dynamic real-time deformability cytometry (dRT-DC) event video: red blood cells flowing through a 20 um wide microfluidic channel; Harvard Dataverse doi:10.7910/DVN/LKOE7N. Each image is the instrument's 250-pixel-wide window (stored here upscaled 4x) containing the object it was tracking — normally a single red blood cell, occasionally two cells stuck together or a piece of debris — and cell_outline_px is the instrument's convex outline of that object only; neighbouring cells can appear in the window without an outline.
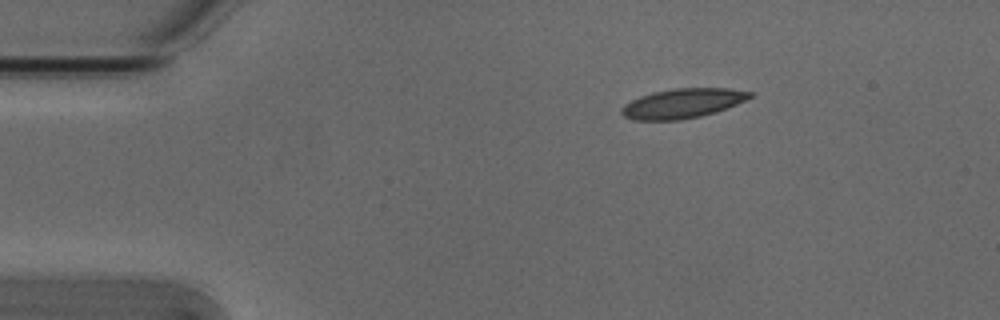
{"species": "Egyptian fruit bat (a non-hibernating species)", "species_latin": "Rousettus aegyptiacus", "temperature_condition": "cold", "stored_images_in_passage": 8, "camera_frame_rate_fps": 3000, "um_per_image_px": 0.085, "animal": {"sex": "male"}, "frame": {"image": 1, "passage_image": 1, "time_ms": 0.0, "image_size_px": [1000, 320], "cell_outline_px": [[752, 96], [728, 108], [716, 112], [700, 116], [680, 120], [632, 120], [624, 116], [620, 112], [620, 108], [624, 104], [640, 96], [652, 92], [676, 88], [728, 88], [752, 92]], "centroid_in_image_um": [57.98, 8.79], "position_along_channel_um": 27.0, "area_um2": 22.14}}
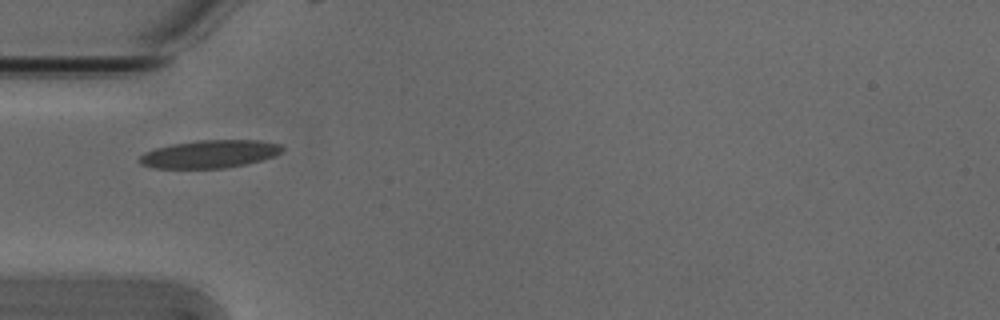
{"frame": {"image": 2, "passage_image": 7, "time_ms": 2.0, "image_size_px": [1000, 320], "cell_outline_px": [[284, 148], [280, 152], [272, 156], [248, 164], [224, 168], [156, 168], [140, 164], [136, 160], [144, 152], [156, 148], [172, 144], [196, 140], [260, 140], [280, 144]], "centroid_in_image_um": [17.79, 13.09], "position_along_channel_um": 67.2, "area_um2": 23.18}}
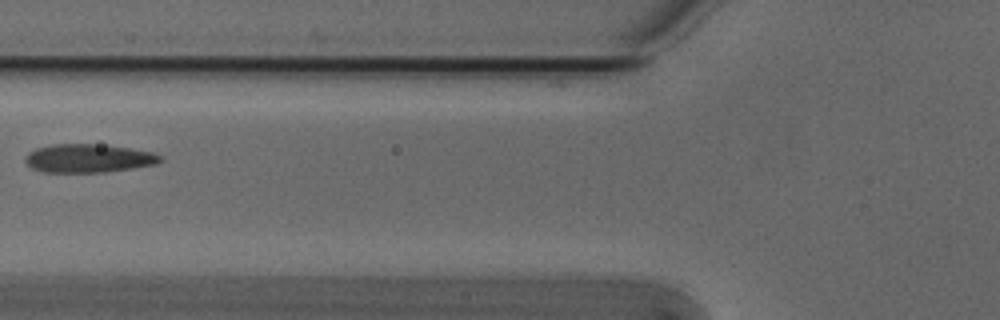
{"frame": {"image": 3, "passage_image": 8, "time_ms": 2.333, "image_size_px": [1000, 320], "cell_outline_px": [[164, 160], [156, 164], [132, 168], [104, 172], [44, 172], [32, 168], [24, 160], [28, 152], [36, 148], [52, 144], [92, 144], [128, 148], [152, 152], [160, 156]], "centroid_in_image_um": [7.5, 13.46], "position_along_channel_um": 118.3, "area_um2": 22.2}}